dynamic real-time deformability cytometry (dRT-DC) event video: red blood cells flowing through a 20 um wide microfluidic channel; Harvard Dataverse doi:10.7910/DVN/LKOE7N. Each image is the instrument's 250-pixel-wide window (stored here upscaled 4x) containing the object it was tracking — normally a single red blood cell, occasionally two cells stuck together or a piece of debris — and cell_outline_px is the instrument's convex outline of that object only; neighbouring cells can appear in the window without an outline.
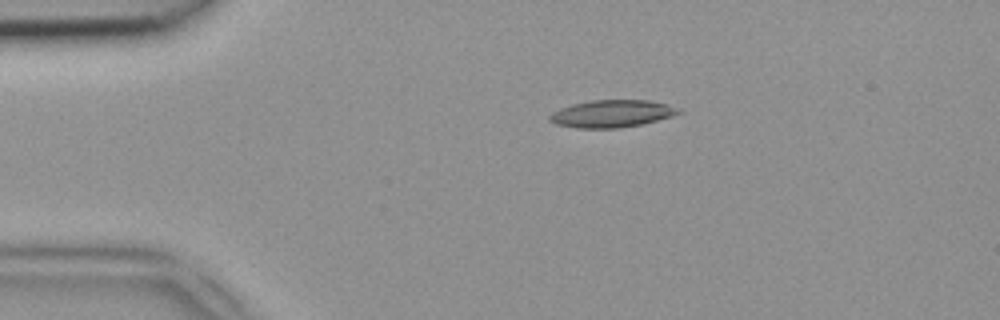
{"species": "common noctule bat (a hibernating species)", "species_latin": "Nyctalus noctula", "temperature_condition": "room temperature", "stored_images_in_passage": 39, "camera_frame_rate_fps": 3000, "um_per_image_px": 0.085, "animal": {"sex": "female", "body_mass_g": 18.4}, "frame": {"image": 1, "passage_image": 1, "time_ms": 0.0, "image_size_px": [1000, 320], "cell_outline_px": [[684, 112], [672, 116], [640, 124], [616, 128], [576, 128], [556, 124], [548, 120], [548, 116], [552, 112], [560, 108], [572, 104], [592, 100], [648, 100], [668, 104], [680, 108]], "centroid_in_image_um": [52.0, 9.65], "position_along_channel_um": 33.0, "area_um2": 20.58}}
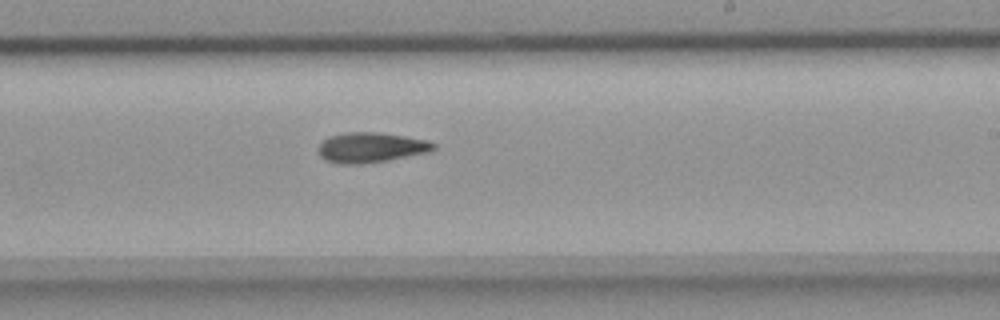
{"frame": {"image": 2, "passage_image": 20, "time_ms": 6.333, "image_size_px": [1000, 320], "cell_outline_px": [[436, 148], [428, 152], [388, 160], [360, 164], [336, 164], [324, 160], [320, 156], [320, 144], [328, 136], [348, 132], [380, 132], [428, 140], [436, 144]], "centroid_in_image_um": [31.53, 12.54], "position_along_channel_um": 257.5, "area_um2": 20.23}}
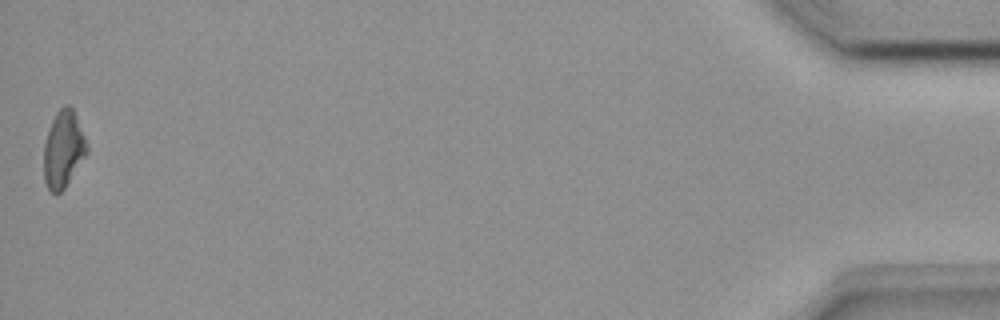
{"frame": {"image": 3, "passage_image": 39, "time_ms": 12.667, "image_size_px": [1000, 320], "cell_outline_px": [[88, 152], [64, 188], [56, 196], [48, 188], [44, 180], [44, 144], [52, 120], [56, 112], [64, 104], [68, 104], [72, 108], [88, 144]], "centroid_in_image_um": [5.38, 12.69], "position_along_channel_um": 429.8, "area_um2": 19.13}}